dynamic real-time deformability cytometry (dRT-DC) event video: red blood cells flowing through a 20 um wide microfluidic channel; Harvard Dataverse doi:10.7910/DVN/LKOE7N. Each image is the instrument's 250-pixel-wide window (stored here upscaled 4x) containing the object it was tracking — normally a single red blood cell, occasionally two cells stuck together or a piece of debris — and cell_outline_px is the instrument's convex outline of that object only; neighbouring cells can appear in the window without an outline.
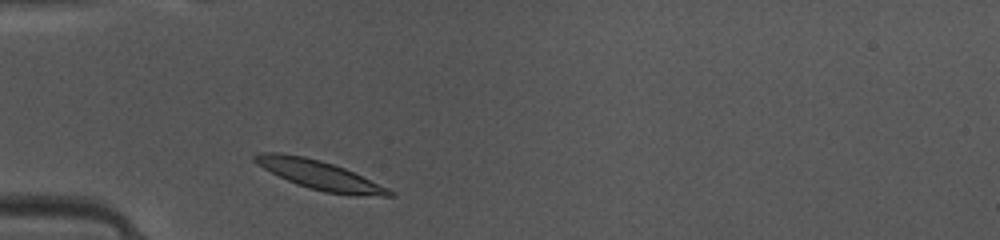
{"species": "common noctule bat (a hibernating species)", "species_latin": "Nyctalus noctula", "temperature_condition": "warm", "stored_images_in_passage": 36, "camera_frame_rate_fps": 3000, "um_per_image_px": 0.085, "animal": {"sex": "female", "body_mass_g": 10.0, "forearm_length_mm": 53.1}, "frame": {"image": 1, "passage_image": 2, "time_ms": 0.333, "image_size_px": [1000, 240], "cell_outline_px": [[396, 196], [356, 196], [324, 192], [308, 188], [296, 184], [264, 168], [252, 160], [252, 156], [260, 152], [280, 152], [304, 156], [320, 160], [344, 168], [388, 188], [396, 192]], "centroid_in_image_um": [27.18, 14.88], "position_along_channel_um": 57.8, "area_um2": 22.66}}
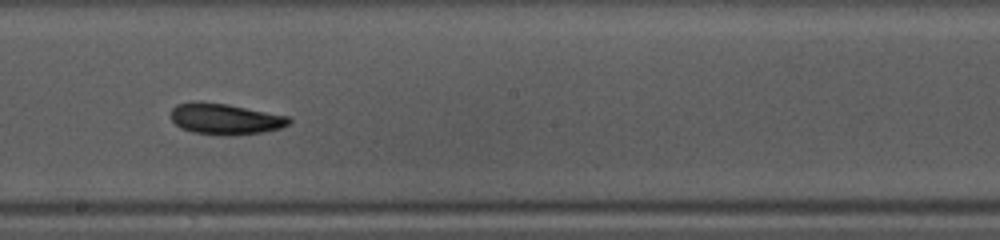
{"frame": {"image": 2, "passage_image": 15, "time_ms": 4.667, "image_size_px": [1000, 240], "cell_outline_px": [[292, 120], [288, 124], [280, 128], [264, 132], [232, 136], [216, 136], [192, 132], [180, 128], [172, 120], [172, 108], [176, 104], [192, 100], [228, 104], [288, 116]], "centroid_in_image_um": [19.11, 10.12], "position_along_channel_um": 229.1, "area_um2": 21.73}}
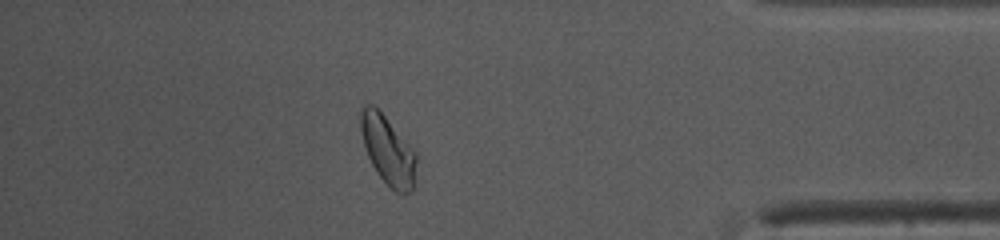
{"frame": {"image": 3, "passage_image": 30, "time_ms": 9.667, "image_size_px": [1000, 240], "cell_outline_px": [[416, 160], [412, 192], [404, 196], [400, 196], [376, 172], [368, 156], [360, 132], [360, 108], [364, 104], [372, 104], [384, 116], [416, 152]], "centroid_in_image_um": [32.96, 12.79], "position_along_channel_um": 402.2, "area_um2": 22.08}, "authors_computed_cell_mechanics": {"area_um2": 21.1548, "velocity_mm_per_s": 4.0849, "shape_relaxation_time_tau1_ms": 5.6359, "shape_relaxation_time_tau2_ms": 4.712, "deformation_change_tau1": 0.1682, "deformation_change_tau2": 0.1283}}